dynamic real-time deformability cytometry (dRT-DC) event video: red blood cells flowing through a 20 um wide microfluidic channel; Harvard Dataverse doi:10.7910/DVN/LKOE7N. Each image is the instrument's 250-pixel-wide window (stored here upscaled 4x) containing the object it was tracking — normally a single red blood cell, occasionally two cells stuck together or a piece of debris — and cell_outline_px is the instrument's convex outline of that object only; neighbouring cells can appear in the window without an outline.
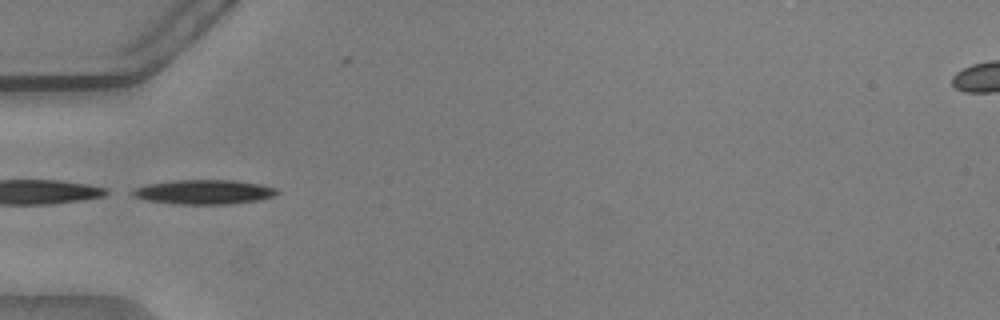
{"species": "common noctule bat (a hibernating species)", "species_latin": "Nyctalus noctula", "temperature_condition": "warm", "stored_images_in_passage": 37, "camera_frame_rate_fps": 3000, "um_per_image_px": 0.085, "animal": {"sex": "male", "body_mass_g": 20.5, "forearm_length_mm": 52.5}, "frame": {"image": 1, "passage_image": 1, "time_ms": 0.0, "image_size_px": [1000, 320], "cell_outline_px": [[280, 192], [276, 196], [260, 200], [232, 204], [172, 204], [144, 200], [132, 196], [124, 192], [132, 188], [148, 184], [176, 180], [232, 180], [260, 184], [276, 188]], "centroid_in_image_um": [17.27, 16.33], "position_along_channel_um": 67.7, "area_um2": 21.1}, "authors_computed_cell_mechanics": {"area_um2": 20.1722, "velocity_mm_per_s": 3.8072, "shape_relaxation_time_tau1_ms": 3.9535, "shape_relaxation_time_tau2_ms": null, "deformation_change_tau1": 0.1515, "deformation_change_tau2": null}}